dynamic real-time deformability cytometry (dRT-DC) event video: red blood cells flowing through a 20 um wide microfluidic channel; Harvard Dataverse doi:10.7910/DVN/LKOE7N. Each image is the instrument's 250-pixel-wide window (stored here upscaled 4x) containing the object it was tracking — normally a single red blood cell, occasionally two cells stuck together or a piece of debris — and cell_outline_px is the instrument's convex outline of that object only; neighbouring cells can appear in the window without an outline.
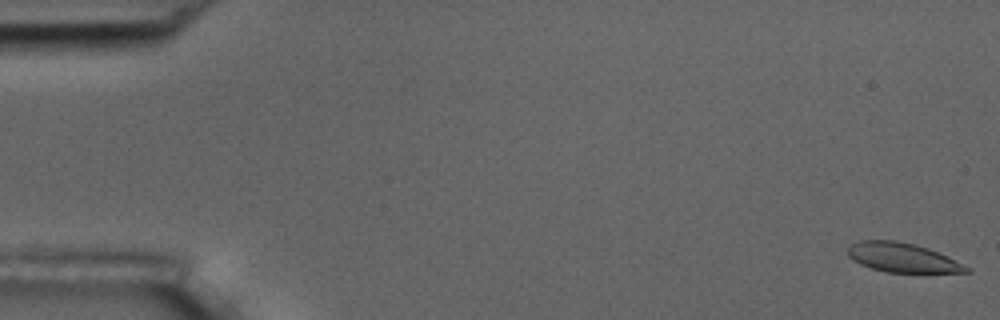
{"species": "common noctule bat (a hibernating species)", "species_latin": "Nyctalus noctula", "temperature_condition": "room temperature", "stored_images_in_passage": 6, "segment_of_instrument_passage": [2, 2], "camera_frame_rate_fps": 3000, "um_per_image_px": 0.085, "animal": {"sex": "male", "body_mass_g": 17.5, "forearm_length_mm": 52.3}, "frame": {"image": 1, "passage_image": 6, "time_ms": 1.667, "image_size_px": [1000, 320], "cell_outline_px": [[972, 272], [888, 272], [872, 268], [860, 264], [852, 260], [848, 256], [848, 248], [852, 244], [860, 240], [896, 240], [916, 244], [928, 248], [972, 268]], "centroid_in_image_um": [76.69, 21.89], "position_along_channel_um": 8.3, "area_um2": 20.11}}